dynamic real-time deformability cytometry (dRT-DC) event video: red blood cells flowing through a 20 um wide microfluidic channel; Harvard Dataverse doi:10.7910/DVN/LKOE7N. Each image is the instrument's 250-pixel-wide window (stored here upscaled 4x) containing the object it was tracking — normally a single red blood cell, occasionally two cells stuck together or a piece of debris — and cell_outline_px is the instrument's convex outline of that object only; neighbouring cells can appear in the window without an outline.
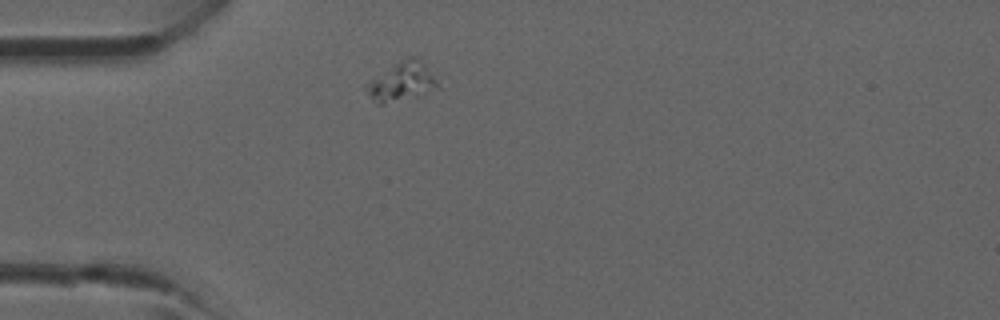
{"species": "common noctule bat (a hibernating species)", "species_latin": "Nyctalus noctula", "temperature_condition": "room temperature", "stored_images_in_passage": 1, "camera_frame_rate_fps": 3000, "um_per_image_px": 0.085, "animal": {"sex": "male", "forearm_length_mm": 52.5}, "frame": {"image": 1, "passage_image": 1, "time_ms": 0.0, "image_size_px": [1000, 320], "cell_outline_px": [[444, 88], [420, 96], [384, 104], [376, 104], [368, 96], [364, 88], [364, 84], [368, 80], [408, 56], [416, 56], [424, 64]], "centroid_in_image_um": [34.17, 6.98], "position_along_channel_um": 50.8, "area_um2": 16.7}}